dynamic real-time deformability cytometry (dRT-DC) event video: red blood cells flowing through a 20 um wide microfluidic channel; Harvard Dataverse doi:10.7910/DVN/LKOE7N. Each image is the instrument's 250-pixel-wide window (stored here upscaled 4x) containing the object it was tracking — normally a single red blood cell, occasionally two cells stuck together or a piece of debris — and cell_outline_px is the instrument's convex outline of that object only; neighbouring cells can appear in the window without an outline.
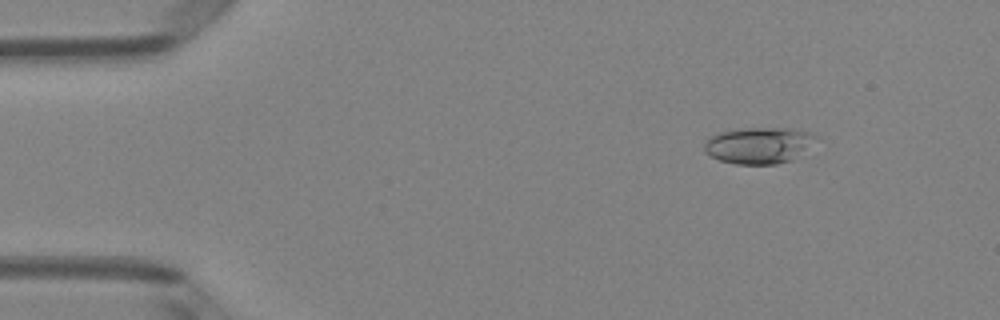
{"species": "Egyptian fruit bat (a non-hibernating species)", "species_latin": "Rousettus aegyptiacus", "temperature_condition": "room temperature", "stored_images_in_passage": 50, "camera_frame_rate_fps": 3000, "um_per_image_px": 0.085, "animal": {"sex": "female"}, "frame": {"image": 1, "passage_image": 6, "time_ms": 1.667, "image_size_px": [1000, 320], "cell_outline_px": [[820, 136], [792, 160], [776, 164], [736, 164], [720, 160], [704, 152], [704, 144], [712, 136], [720, 132], [744, 128], [792, 128], [808, 132]], "centroid_in_image_um": [64.5, 12.35], "position_along_channel_um": 20.5, "area_um2": 23.41}}
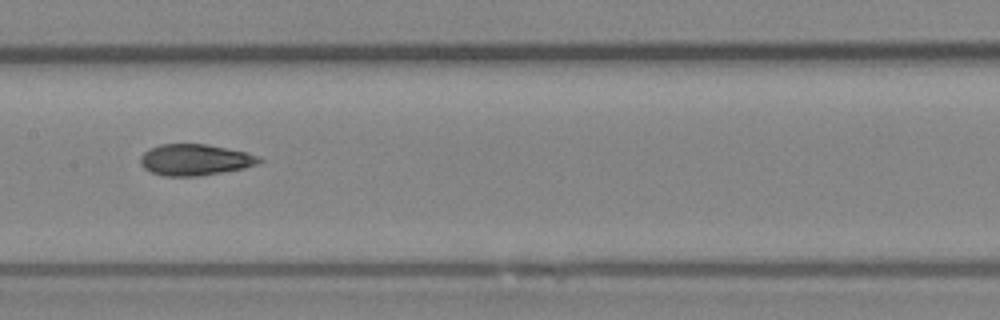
{"frame": {"image": 2, "passage_image": 25, "time_ms": 8.0, "image_size_px": [1000, 320], "cell_outline_px": [[264, 160], [256, 164], [244, 168], [196, 176], [164, 176], [152, 172], [144, 168], [140, 164], [140, 156], [148, 148], [160, 144], [208, 144], [248, 152], [260, 156]], "centroid_in_image_um": [16.57, 13.57], "position_along_channel_um": 190.8, "area_um2": 21.73}}
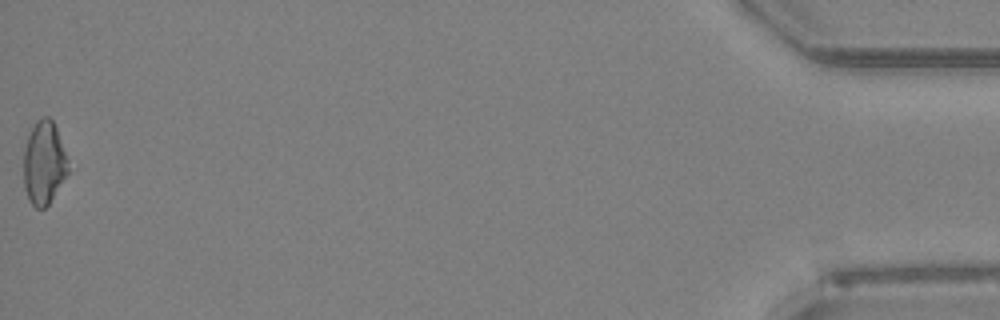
{"frame": {"image": 3, "passage_image": 50, "time_ms": 16.333, "image_size_px": [1000, 320], "cell_outline_px": [[68, 172], [48, 204], [44, 208], [36, 208], [28, 200], [24, 188], [24, 148], [28, 136], [36, 120], [40, 116], [48, 116], [52, 120], [56, 128], [68, 160]], "centroid_in_image_um": [3.72, 13.83], "position_along_channel_um": 431.5, "area_um2": 21.44}, "authors_computed_cell_mechanics": {"area_um2": 21.8484, "velocity_mm_per_s": 4.0505, "shape_relaxation_time_tau1_ms": 8.5399, "shape_relaxation_time_tau2_ms": 2.6188, "deformation_change_tau1": 0.2031, "deformation_change_tau2": 0.0885}}